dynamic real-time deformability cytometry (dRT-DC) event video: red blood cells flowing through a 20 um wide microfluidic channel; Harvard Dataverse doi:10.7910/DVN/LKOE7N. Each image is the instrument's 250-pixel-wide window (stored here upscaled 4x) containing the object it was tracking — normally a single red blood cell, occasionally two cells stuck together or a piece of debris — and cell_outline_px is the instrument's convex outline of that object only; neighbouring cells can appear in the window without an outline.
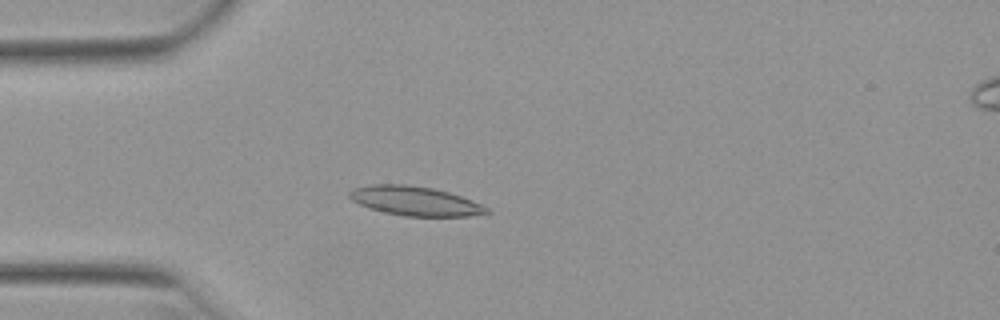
{"species": "Egyptian fruit bat (a non-hibernating species)", "species_latin": "Rousettus aegyptiacus", "temperature_condition": "warm", "stored_images_in_passage": 50, "camera_frame_rate_fps": 3000, "um_per_image_px": 0.085, "animal": {"sex": "female"}, "frame": {"image": 1, "passage_image": 13, "time_ms": 4.0, "image_size_px": [1000, 320], "cell_outline_px": [[492, 212], [468, 216], [404, 216], [384, 212], [368, 208], [352, 200], [348, 196], [348, 192], [352, 188], [368, 184], [408, 184], [432, 188], [448, 192], [472, 200], [488, 208]], "centroid_in_image_um": [35.23, 17.07], "position_along_channel_um": 49.8, "area_um2": 23.47}}
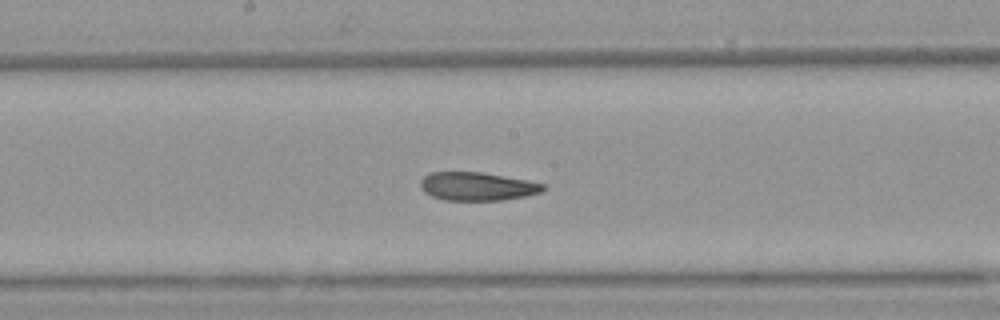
{"frame": {"image": 2, "passage_image": 26, "time_ms": 8.333, "image_size_px": [1000, 320], "cell_outline_px": [[548, 188], [540, 192], [524, 196], [500, 200], [444, 200], [432, 196], [424, 192], [420, 188], [420, 180], [424, 176], [432, 172], [480, 172], [528, 180], [544, 184]], "centroid_in_image_um": [40.55, 15.84], "position_along_channel_um": 207.7, "area_um2": 20.23}}
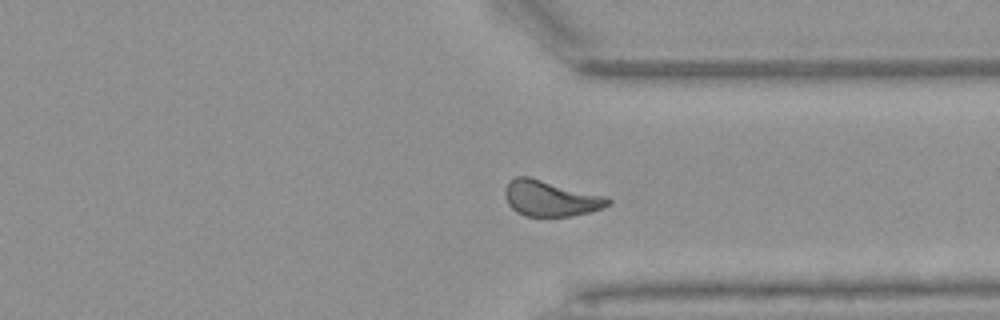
{"frame": {"image": 3, "passage_image": 38, "time_ms": 12.333, "image_size_px": [1000, 320], "cell_outline_px": [[612, 204], [604, 208], [572, 216], [524, 216], [516, 212], [508, 204], [504, 196], [504, 188], [508, 180], [516, 176], [528, 176], [608, 196], [612, 200]], "centroid_in_image_um": [46.8, 16.85], "position_along_channel_um": 364.6, "area_um2": 21.91}, "authors_computed_cell_mechanics": {"area_um2": 21.7328, "velocity_mm_per_s": 3.931, "shape_relaxation_time_tau1_ms": null, "shape_relaxation_time_tau2_ms": 2.8551, "deformation_change_tau1": null, "deformation_change_tau2": 0.0969}}